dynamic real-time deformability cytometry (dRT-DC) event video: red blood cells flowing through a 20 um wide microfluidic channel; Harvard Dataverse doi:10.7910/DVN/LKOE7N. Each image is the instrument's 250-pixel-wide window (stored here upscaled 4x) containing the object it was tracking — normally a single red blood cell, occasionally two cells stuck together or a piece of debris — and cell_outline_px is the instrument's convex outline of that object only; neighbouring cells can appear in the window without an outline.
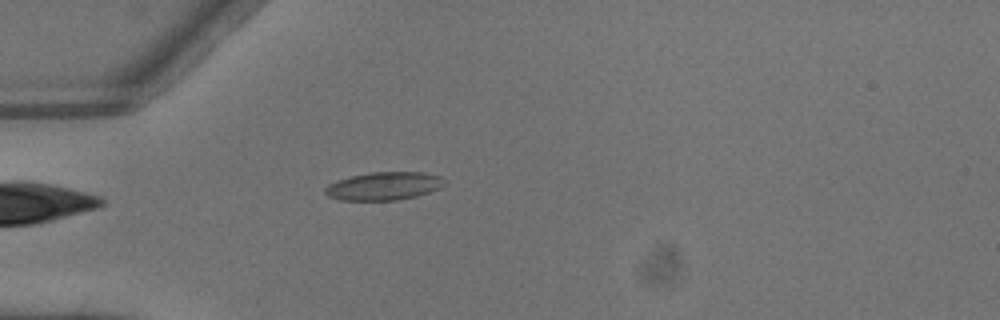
{"species": "common noctule bat (a hibernating species)", "species_latin": "Nyctalus noctula", "temperature_condition": "warm", "stored_images_in_passage": 1, "camera_frame_rate_fps": 3000, "um_per_image_px": 0.085, "animal": {"sex": "male", "body_mass_g": 13.3}, "frame": {"image": 1, "passage_image": 1, "time_ms": 0.0, "image_size_px": [1000, 320], "cell_outline_px": [[444, 184], [440, 188], [416, 196], [396, 200], [340, 200], [328, 196], [324, 192], [324, 188], [328, 184], [336, 180], [352, 176], [372, 172], [424, 172], [440, 176], [444, 180]], "centroid_in_image_um": [32.61, 15.81], "position_along_channel_um": 52.4, "area_um2": 19.48}}